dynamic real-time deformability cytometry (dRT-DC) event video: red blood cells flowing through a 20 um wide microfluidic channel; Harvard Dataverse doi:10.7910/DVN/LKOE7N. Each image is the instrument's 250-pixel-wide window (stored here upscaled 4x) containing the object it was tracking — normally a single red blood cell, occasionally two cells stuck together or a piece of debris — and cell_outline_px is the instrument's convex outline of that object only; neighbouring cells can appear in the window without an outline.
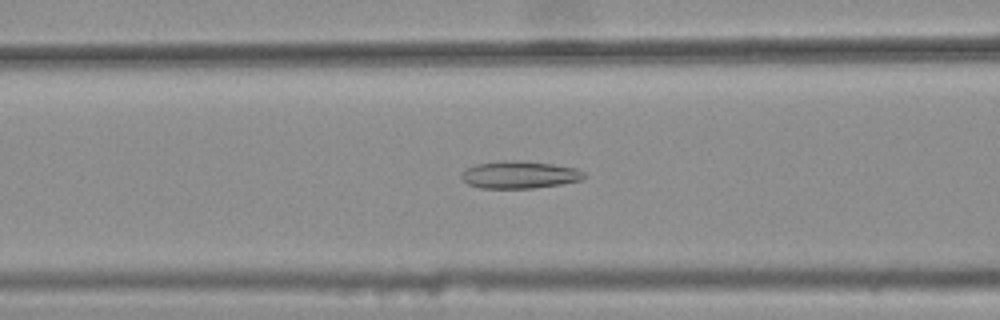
{"species": "common noctule bat (a hibernating species)", "species_latin": "Nyctalus noctula", "temperature_condition": "warm", "stored_images_in_passage": 31, "camera_frame_rate_fps": 3000, "um_per_image_px": 0.085, "animal": {"sex": "female", "body_mass_g": 25.1}, "frame": {"image": 1, "passage_image": 7, "time_ms": 2.0, "image_size_px": [1000, 320], "cell_outline_px": [[588, 176], [580, 180], [560, 184], [532, 188], [480, 188], [468, 184], [460, 176], [468, 168], [476, 164], [504, 160], [516, 160], [552, 164], [576, 168], [584, 172]], "centroid_in_image_um": [44.18, 14.85], "position_along_channel_um": 122.4, "area_um2": 19.42}}
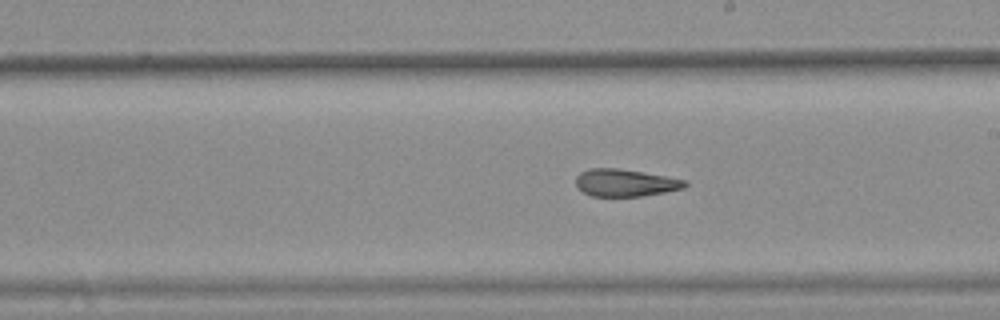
{"frame": {"image": 2, "passage_image": 16, "time_ms": 5.0, "image_size_px": [1000, 320], "cell_outline_px": [[688, 184], [684, 188], [664, 192], [640, 196], [592, 196], [584, 192], [576, 184], [576, 176], [580, 172], [592, 168], [616, 168], [644, 172], [688, 180]], "centroid_in_image_um": [53.17, 15.53], "position_along_channel_um": 235.8, "area_um2": 17.28}}
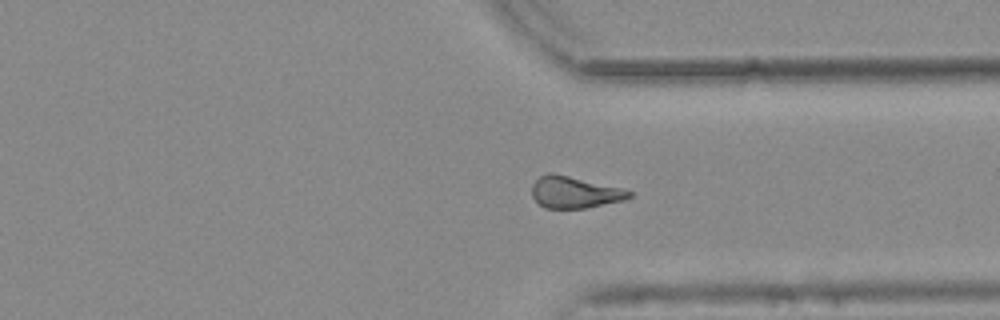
{"frame": {"image": 3, "passage_image": 26, "time_ms": 8.333, "image_size_px": [1000, 320], "cell_outline_px": [[632, 196], [624, 200], [588, 208], [544, 208], [532, 196], [532, 184], [540, 176], [548, 172], [552, 172], [624, 188], [632, 192]], "centroid_in_image_um": [48.86, 16.34], "position_along_channel_um": 362.5, "area_um2": 18.09}, "authors_computed_cell_mechanics": {"area_um2": 18.0914, "velocity_mm_per_s": 3.7842, "shape_relaxation_time_tau1_ms": null, "shape_relaxation_time_tau2_ms": 2.6518, "deformation_change_tau1": null, "deformation_change_tau2": 0.112}}